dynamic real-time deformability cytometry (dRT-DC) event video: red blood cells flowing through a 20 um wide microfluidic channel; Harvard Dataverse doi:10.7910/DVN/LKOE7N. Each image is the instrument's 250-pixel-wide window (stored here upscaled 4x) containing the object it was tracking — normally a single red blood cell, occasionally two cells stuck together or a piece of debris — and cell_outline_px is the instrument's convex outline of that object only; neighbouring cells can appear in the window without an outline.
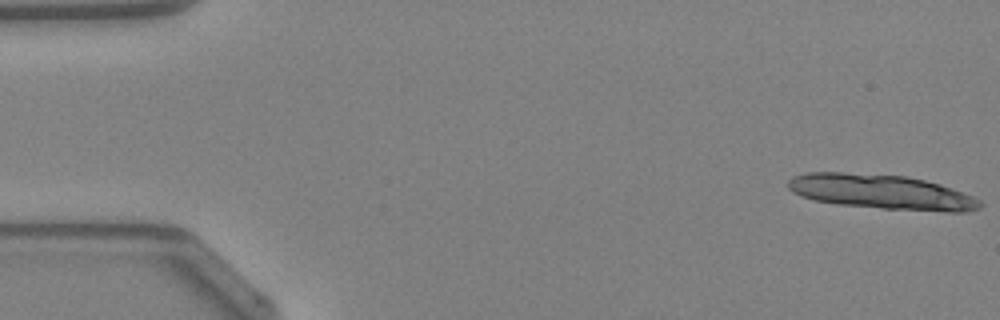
{"species": "Egyptian fruit bat (a non-hibernating species)", "species_latin": "Rousettus aegyptiacus", "temperature_condition": "warm", "stored_images_in_passage": 13, "camera_frame_rate_fps": 3000, "um_per_image_px": 0.085, "animal": {"sex": "female"}, "frame": {"image": 1, "passage_image": 1, "time_ms": 0.0, "image_size_px": [1000, 320], "cell_outline_px": [[984, 204], [980, 208], [964, 212], [948, 212], [884, 208], [836, 204], [816, 200], [800, 196], [792, 192], [788, 188], [788, 180], [792, 176], [808, 172], [844, 172], [904, 176], [924, 180], [940, 184], [972, 196], [980, 200]], "centroid_in_image_um": [74.91, 16.31], "position_along_channel_um": 10.1, "area_um2": 38.67}}